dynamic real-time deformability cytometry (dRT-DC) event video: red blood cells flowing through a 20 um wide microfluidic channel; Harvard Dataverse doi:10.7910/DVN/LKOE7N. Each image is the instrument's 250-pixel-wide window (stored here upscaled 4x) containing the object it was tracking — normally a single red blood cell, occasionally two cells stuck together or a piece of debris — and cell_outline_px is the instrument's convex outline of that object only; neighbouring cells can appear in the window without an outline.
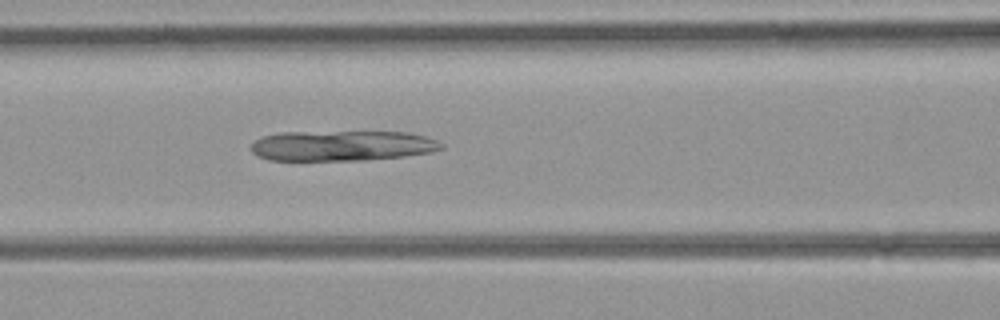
{"species": "common noctule bat (a hibernating species)", "species_latin": "Nyctalus noctula", "temperature_condition": "room temperature", "stored_images_in_passage": 38, "camera_frame_rate_fps": 3000, "um_per_image_px": 0.085, "animal": {"sex": "female", "body_mass_g": 21.9}, "frame": {"image": 1, "passage_image": 17, "time_ms": 5.333, "image_size_px": [1000, 320], "cell_outline_px": [[444, 148], [432, 152], [404, 156], [364, 160], [268, 160], [256, 156], [252, 152], [252, 144], [260, 136], [280, 132], [404, 132], [424, 136], [436, 140], [444, 144]], "centroid_in_image_um": [29.05, 12.39], "position_along_channel_um": 137.5, "area_um2": 33.7}}
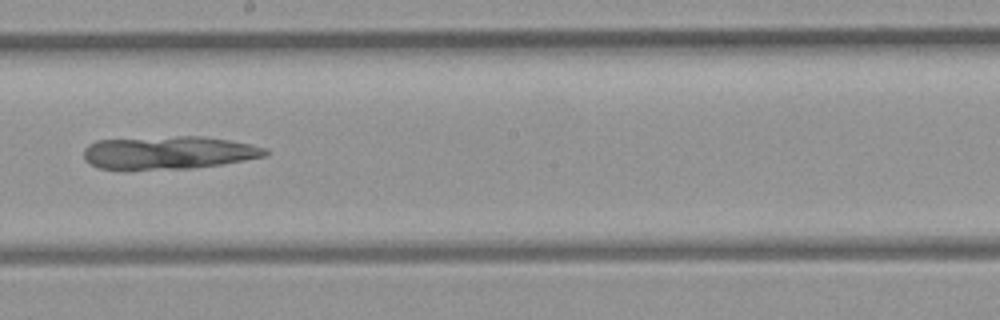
{"frame": {"image": 2, "passage_image": 23, "time_ms": 7.333, "image_size_px": [1000, 320], "cell_outline_px": [[268, 156], [220, 164], [192, 168], [96, 168], [88, 164], [84, 160], [84, 148], [88, 144], [96, 140], [176, 136], [204, 136], [228, 140], [268, 148]], "centroid_in_image_um": [14.32, 12.96], "position_along_channel_um": 233.9, "area_um2": 34.62}}
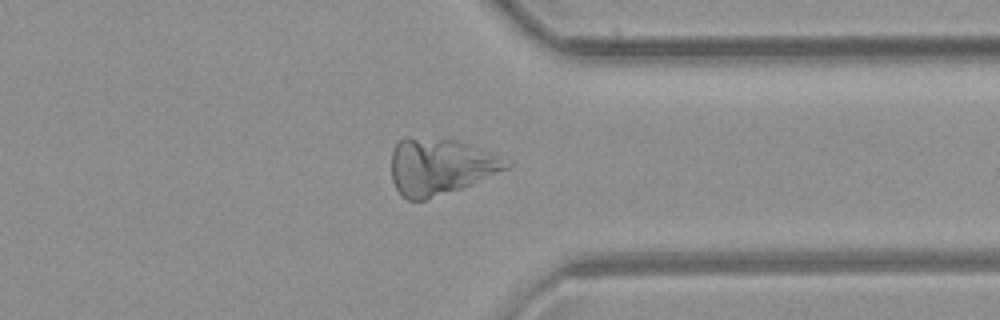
{"frame": {"image": 3, "passage_image": 32, "time_ms": 10.333, "image_size_px": [1000, 320], "cell_outline_px": [[512, 164], [508, 168], [460, 188], [424, 200], [408, 200], [396, 188], [392, 180], [392, 152], [396, 144], [404, 136], [408, 136], [456, 140], [468, 144]], "centroid_in_image_um": [37.33, 14.14], "position_along_channel_um": 374.1, "area_um2": 36.82}}